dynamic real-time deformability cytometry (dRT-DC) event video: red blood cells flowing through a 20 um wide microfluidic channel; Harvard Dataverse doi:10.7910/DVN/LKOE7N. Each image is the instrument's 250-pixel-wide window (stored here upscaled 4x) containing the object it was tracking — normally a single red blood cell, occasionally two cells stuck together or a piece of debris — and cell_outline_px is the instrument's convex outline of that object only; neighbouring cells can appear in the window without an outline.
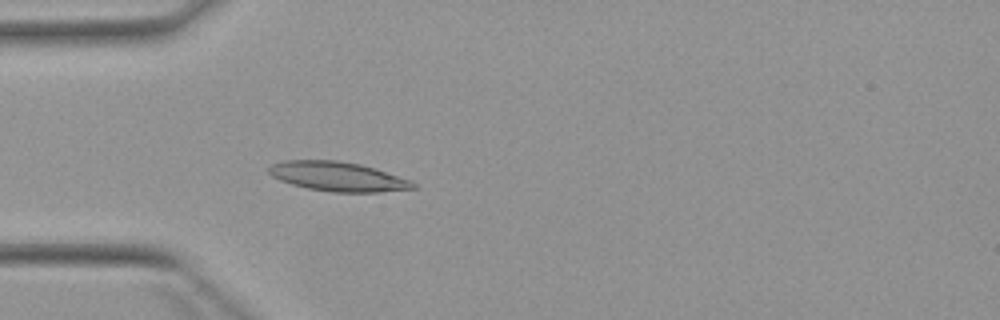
{"species": "Egyptian fruit bat (a non-hibernating species)", "species_latin": "Rousettus aegyptiacus", "temperature_condition": "warm", "stored_images_in_passage": 4, "camera_frame_rate_fps": 3000, "um_per_image_px": 0.085, "animal": {"sex": "female"}, "frame": {"image": 1, "passage_image": 4, "time_ms": 3.667, "image_size_px": [1000, 320], "cell_outline_px": [[416, 188], [380, 192], [332, 192], [308, 188], [292, 184], [280, 180], [272, 176], [268, 172], [268, 168], [272, 164], [284, 160], [336, 160], [360, 164], [376, 168], [412, 180], [416, 184]], "centroid_in_image_um": [28.74, 15.0], "position_along_channel_um": 56.3, "area_um2": 24.8}}